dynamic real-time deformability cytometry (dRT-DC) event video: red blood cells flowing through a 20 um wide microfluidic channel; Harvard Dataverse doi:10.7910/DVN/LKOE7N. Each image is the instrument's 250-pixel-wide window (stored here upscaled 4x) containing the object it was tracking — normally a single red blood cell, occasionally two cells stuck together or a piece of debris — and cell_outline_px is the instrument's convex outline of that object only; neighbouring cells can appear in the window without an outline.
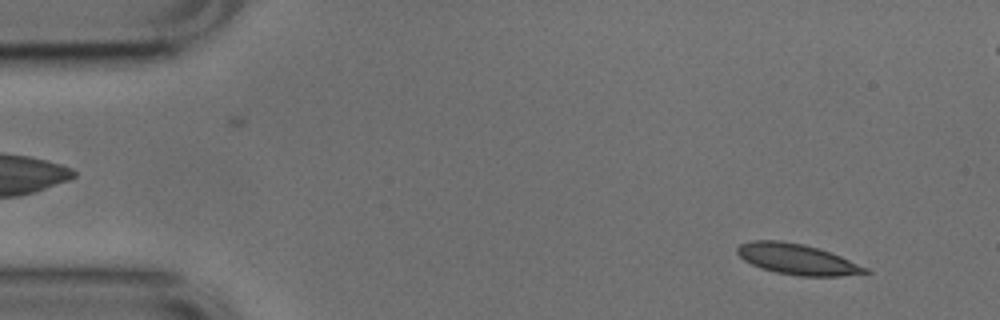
{"species": "common noctule bat (a hibernating species)", "species_latin": "Nyctalus noctula", "temperature_condition": "cold", "stored_images_in_passage": 13, "camera_frame_rate_fps": 3000, "um_per_image_px": 0.085, "animal": {"sex": "male", "body_mass_g": 17.9, "forearm_length_mm": 54.2}, "frame": {"image": 1, "passage_image": 4, "time_ms": 1.0, "image_size_px": [1000, 320], "cell_outline_px": [[872, 272], [840, 276], [800, 276], [776, 272], [760, 268], [744, 260], [736, 252], [736, 248], [740, 244], [752, 240], [780, 240], [804, 244], [840, 256], [868, 268]], "centroid_in_image_um": [67.73, 22.03], "position_along_channel_um": 17.3, "area_um2": 22.72}}